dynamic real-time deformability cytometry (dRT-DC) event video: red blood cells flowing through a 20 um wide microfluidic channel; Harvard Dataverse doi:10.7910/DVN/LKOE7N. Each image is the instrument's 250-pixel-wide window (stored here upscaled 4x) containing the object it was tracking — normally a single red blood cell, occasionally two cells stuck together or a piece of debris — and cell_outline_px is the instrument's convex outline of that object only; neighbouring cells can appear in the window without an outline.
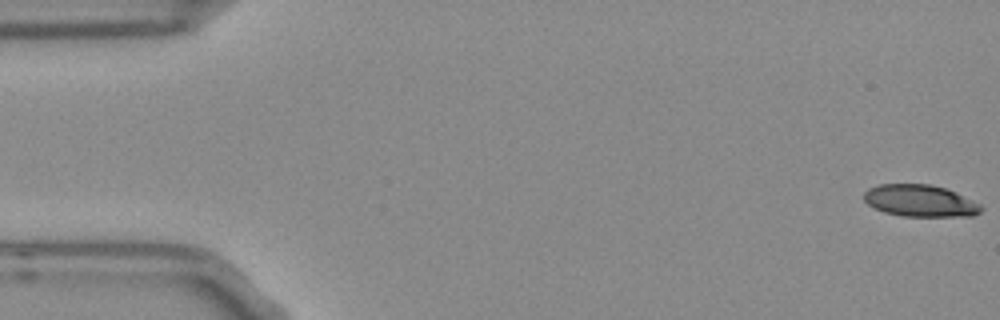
{"species": "Egyptian fruit bat (a non-hibernating species)", "species_latin": "Rousettus aegyptiacus", "temperature_condition": "room temperature", "stored_images_in_passage": 54, "camera_frame_rate_fps": 3000, "um_per_image_px": 0.085, "frame": {"image": 1, "passage_image": 1, "time_ms": 0.0, "image_size_px": [1000, 320], "cell_outline_px": [[984, 208], [980, 212], [972, 216], [900, 216], [884, 212], [868, 204], [864, 200], [864, 192], [868, 188], [880, 184], [928, 184], [944, 188], [980, 204]], "centroid_in_image_um": [78.18, 17.07], "position_along_channel_um": 6.8, "area_um2": 21.56}}
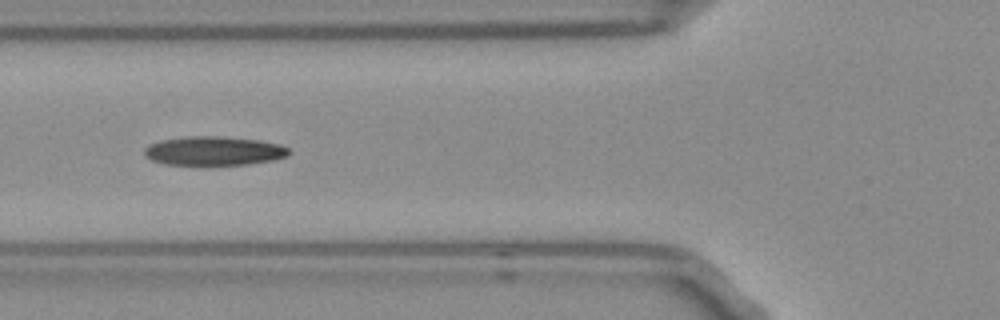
{"frame": {"image": 2, "passage_image": 20, "time_ms": 6.333, "image_size_px": [1000, 320], "cell_outline_px": [[292, 152], [288, 156], [272, 160], [248, 164], [212, 168], [200, 168], [164, 164], [152, 160], [144, 156], [144, 148], [160, 140], [184, 136], [216, 136], [260, 140], [280, 144], [288, 148]], "centroid_in_image_um": [18.16, 12.88], "position_along_channel_um": 107.6, "area_um2": 25.72}}
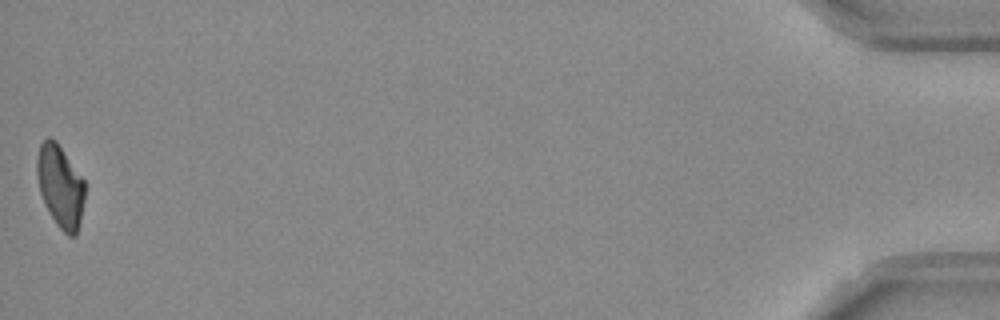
{"frame": {"image": 3, "passage_image": 54, "time_ms": 17.667, "image_size_px": [1000, 320], "cell_outline_px": [[84, 200], [80, 220], [76, 236], [68, 236], [56, 224], [40, 192], [36, 172], [36, 160], [40, 144], [48, 136], [56, 140], [84, 180]], "centroid_in_image_um": [5.12, 15.8], "position_along_channel_um": 430.1, "area_um2": 22.72}, "authors_computed_cell_mechanics": {"area_um2": 24.1604, "velocity_mm_per_s": 3.7445, "shape_relaxation_time_tau1_ms": null, "shape_relaxation_time_tau2_ms": 7.6214, "deformation_change_tau1": null, "deformation_change_tau2": 0.1788}}